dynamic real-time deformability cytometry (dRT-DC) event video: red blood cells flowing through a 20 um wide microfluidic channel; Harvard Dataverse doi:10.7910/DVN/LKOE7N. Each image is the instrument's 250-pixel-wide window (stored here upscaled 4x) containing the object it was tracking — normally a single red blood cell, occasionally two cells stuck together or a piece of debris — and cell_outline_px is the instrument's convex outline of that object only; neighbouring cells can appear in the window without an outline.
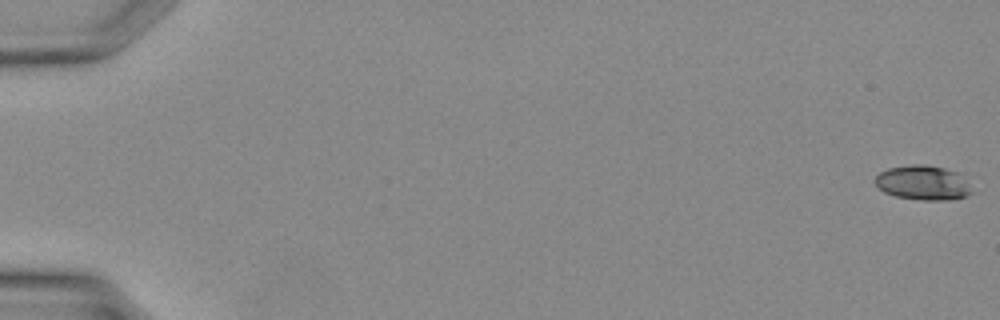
{"species": "Egyptian fruit bat (a non-hibernating species)", "species_latin": "Rousettus aegyptiacus", "temperature_condition": "warm", "stored_images_in_passage": 8, "camera_frame_rate_fps": 3000, "um_per_image_px": 0.085, "animal": {"sex": "female"}, "frame": {"image": 1, "passage_image": 1, "time_ms": 0.0, "image_size_px": [1000, 320], "cell_outline_px": [[972, 192], [964, 196], [948, 200], [920, 200], [896, 196], [884, 192], [872, 180], [880, 172], [888, 168], [912, 164], [924, 164], [944, 168], [960, 172], [968, 184]], "centroid_in_image_um": [78.43, 15.52], "position_along_channel_um": 6.6, "area_um2": 19.48}}